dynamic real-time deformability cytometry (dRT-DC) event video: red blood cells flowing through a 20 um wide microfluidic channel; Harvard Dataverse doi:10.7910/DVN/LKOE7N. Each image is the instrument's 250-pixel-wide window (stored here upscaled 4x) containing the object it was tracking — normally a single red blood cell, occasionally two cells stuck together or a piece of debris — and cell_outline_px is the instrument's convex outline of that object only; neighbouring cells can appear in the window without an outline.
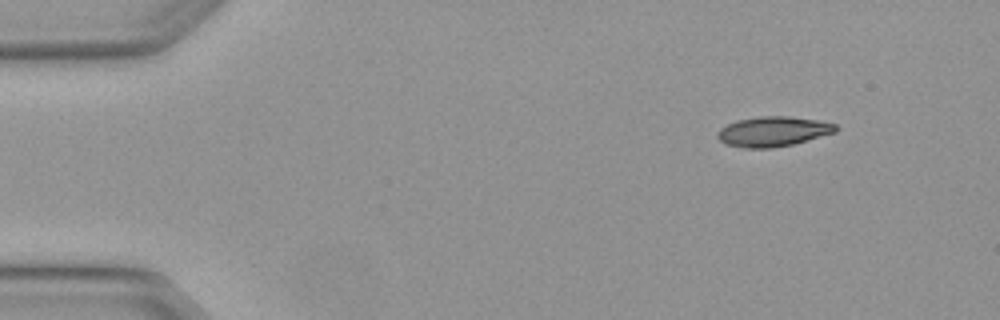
{"species": "Egyptian fruit bat (a non-hibernating species)", "species_latin": "Rousettus aegyptiacus", "temperature_condition": "warm", "stored_images_in_passage": 5, "segment_of_instrument_passage": [2, 2], "camera_frame_rate_fps": 3000, "um_per_image_px": 0.085, "animal": {"sex": "female"}, "frame": {"image": 1, "passage_image": 5, "time_ms": 1.333, "image_size_px": [1000, 320], "cell_outline_px": [[840, 128], [836, 132], [792, 144], [772, 148], [744, 148], [724, 144], [716, 136], [716, 132], [720, 128], [736, 120], [760, 116], [788, 116], [816, 120], [836, 124]], "centroid_in_image_um": [65.68, 11.18], "position_along_channel_um": 19.3, "area_um2": 20.69}}